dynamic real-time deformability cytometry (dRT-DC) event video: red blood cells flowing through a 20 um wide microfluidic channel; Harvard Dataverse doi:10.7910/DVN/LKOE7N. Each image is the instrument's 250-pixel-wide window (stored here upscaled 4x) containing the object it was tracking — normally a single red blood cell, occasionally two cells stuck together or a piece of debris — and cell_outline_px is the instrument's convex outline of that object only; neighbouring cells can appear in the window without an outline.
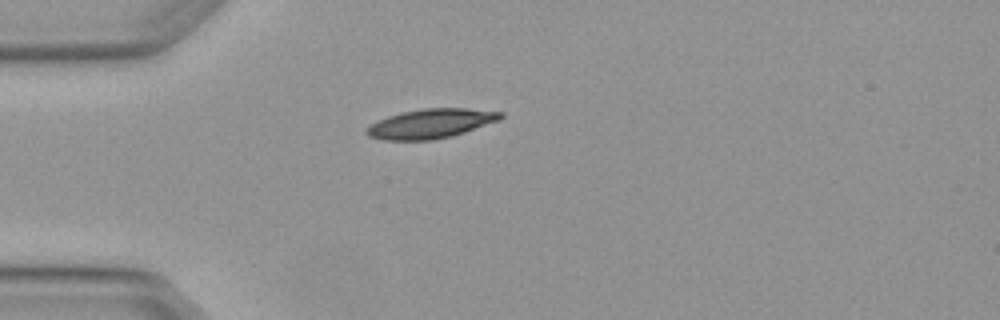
{"species": "Egyptian fruit bat (a non-hibernating species)", "species_latin": "Rousettus aegyptiacus", "temperature_condition": "warm", "stored_images_in_passage": 2, "camera_frame_rate_fps": 3000, "um_per_image_px": 0.085, "animal": {"sex": "female"}, "frame": {"image": 1, "passage_image": 1, "time_ms": 0.0, "image_size_px": [1000, 320], "cell_outline_px": [[504, 116], [500, 120], [452, 136], [432, 140], [380, 140], [368, 136], [364, 132], [372, 124], [388, 116], [400, 112], [424, 108], [468, 108], [504, 112]], "centroid_in_image_um": [36.64, 10.5], "position_along_channel_um": 48.4, "area_um2": 23.0}}